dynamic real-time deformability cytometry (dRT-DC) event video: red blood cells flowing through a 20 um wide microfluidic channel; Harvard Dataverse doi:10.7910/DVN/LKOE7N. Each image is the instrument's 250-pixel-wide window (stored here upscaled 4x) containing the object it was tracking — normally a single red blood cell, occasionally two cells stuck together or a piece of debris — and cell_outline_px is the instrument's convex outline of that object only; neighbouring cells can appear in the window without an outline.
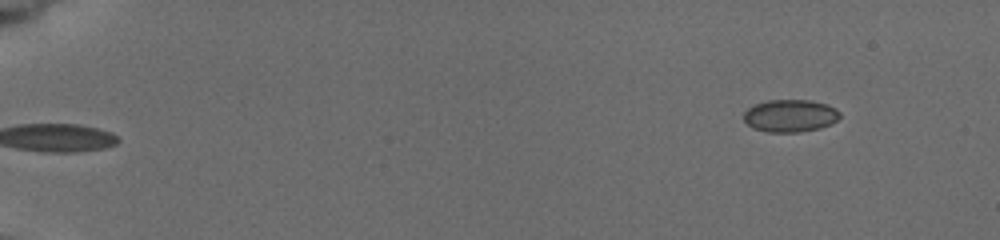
{"species": "common noctule bat (a hibernating species)", "species_latin": "Nyctalus noctula", "temperature_condition": "cold", "stored_images_in_passage": 6, "camera_frame_rate_fps": 3000, "um_per_image_px": 0.085, "animal": {"sex": "female", "body_mass_g": 19.5, "forearm_length_mm": 54.1}, "frame": {"image": 1, "passage_image": 6, "time_ms": 4.667, "image_size_px": [1000, 240], "cell_outline_px": [[840, 116], [836, 120], [820, 128], [796, 132], [768, 132], [756, 128], [748, 124], [744, 120], [744, 112], [752, 104], [768, 100], [812, 100], [828, 104], [836, 108], [840, 112]], "centroid_in_image_um": [67.17, 9.81], "position_along_channel_um": 17.8, "area_um2": 18.15}}